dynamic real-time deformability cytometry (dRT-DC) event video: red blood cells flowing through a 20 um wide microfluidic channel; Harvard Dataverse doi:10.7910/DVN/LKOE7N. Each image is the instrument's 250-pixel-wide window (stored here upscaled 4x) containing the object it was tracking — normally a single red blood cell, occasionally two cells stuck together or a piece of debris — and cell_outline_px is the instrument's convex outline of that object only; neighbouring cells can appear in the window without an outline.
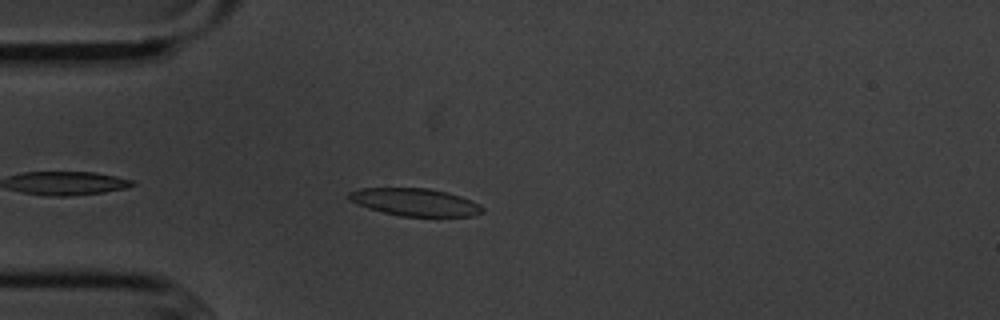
{"species": "common noctule bat (a hibernating species)", "species_latin": "Nyctalus noctula", "temperature_condition": "cold", "stored_images_in_passage": 13, "camera_frame_rate_fps": 3000, "um_per_image_px": 0.085, "animal": {"sex": "male", "body_mass_g": 20.1, "forearm_length_mm": 53.5}, "frame": {"image": 1, "passage_image": 4, "time_ms": 1.0, "image_size_px": [1000, 320], "cell_outline_px": [[484, 212], [472, 216], [400, 216], [368, 208], [348, 200], [348, 192], [360, 188], [428, 188], [460, 196], [480, 204], [484, 208]], "centroid_in_image_um": [35.27, 17.18], "position_along_channel_um": 49.7, "area_um2": 21.33}}
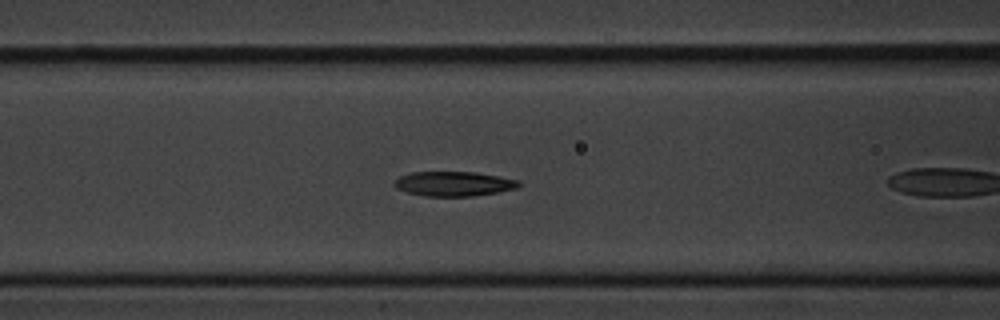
{"frame": {"image": 2, "passage_image": 8, "time_ms": 2.333, "image_size_px": [1000, 320], "cell_outline_px": [[524, 184], [516, 188], [496, 192], [472, 196], [424, 196], [408, 192], [396, 188], [392, 184], [400, 176], [412, 172], [476, 172], [500, 176], [520, 180]], "centroid_in_image_um": [38.6, 15.61], "position_along_channel_um": 128.0, "area_um2": 17.92}}
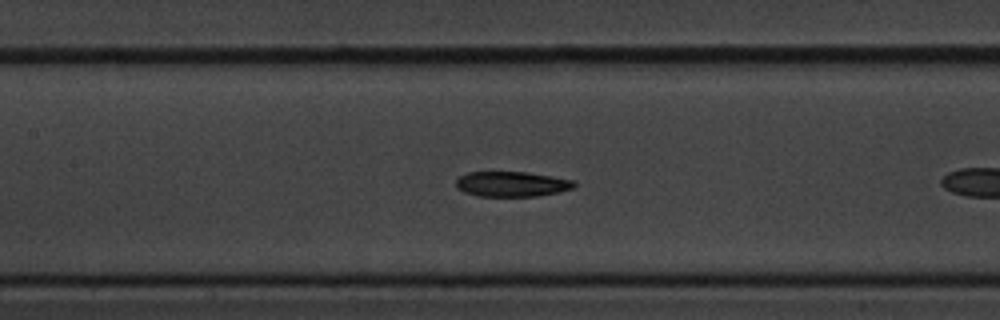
{"frame": {"image": 3, "passage_image": 11, "time_ms": 3.333, "image_size_px": [1000, 320], "cell_outline_px": [[576, 184], [572, 188], [556, 192], [536, 196], [476, 196], [464, 192], [456, 188], [456, 180], [460, 176], [468, 172], [528, 172], [576, 180]], "centroid_in_image_um": [43.48, 15.64], "position_along_channel_um": 163.9, "area_um2": 17.34}}